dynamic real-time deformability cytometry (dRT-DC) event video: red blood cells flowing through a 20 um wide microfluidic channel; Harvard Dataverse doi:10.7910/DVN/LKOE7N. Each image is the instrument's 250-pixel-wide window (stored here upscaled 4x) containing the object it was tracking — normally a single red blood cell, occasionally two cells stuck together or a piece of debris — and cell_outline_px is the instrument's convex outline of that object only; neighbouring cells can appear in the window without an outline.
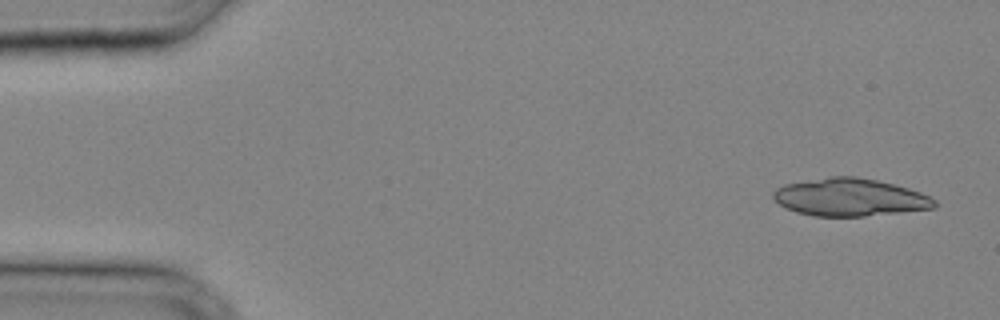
{"species": "common noctule bat (a hibernating species)", "species_latin": "Nyctalus noctula", "temperature_condition": "cold", "stored_images_in_passage": 32, "camera_frame_rate_fps": 3000, "um_per_image_px": 0.085, "animal": {"sex": "male", "body_mass_g": 20.4}, "frame": {"image": 1, "passage_image": 1, "time_ms": 0.0, "image_size_px": [1000, 320], "cell_outline_px": [[936, 208], [864, 216], [812, 216], [796, 212], [780, 204], [772, 196], [772, 192], [776, 188], [784, 184], [832, 176], [856, 176], [876, 180], [908, 188], [920, 192], [936, 200]], "centroid_in_image_um": [72.23, 16.77], "position_along_channel_um": 12.8, "area_um2": 35.2}}
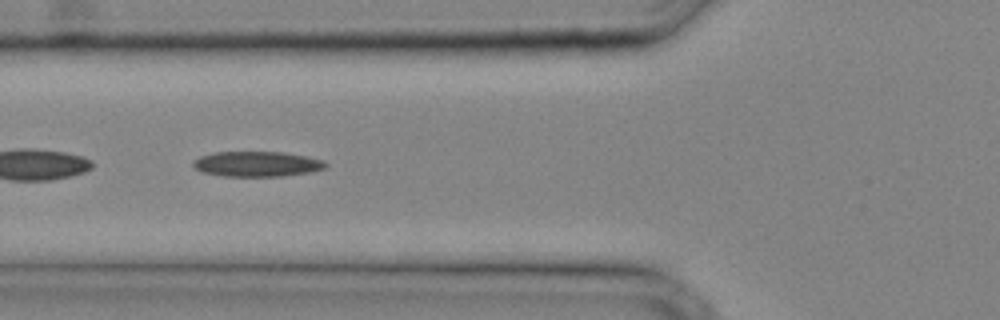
{"frame": {"image": 2, "passage_image": 12, "time_ms": 3.667, "image_size_px": [1000, 320], "cell_outline_px": [[328, 168], [312, 172], [280, 176], [224, 176], [200, 172], [192, 164], [192, 160], [200, 156], [212, 152], [284, 152], [308, 156], [324, 160], [328, 164]], "centroid_in_image_um": [21.87, 13.93], "position_along_channel_um": 103.9, "area_um2": 19.77}}
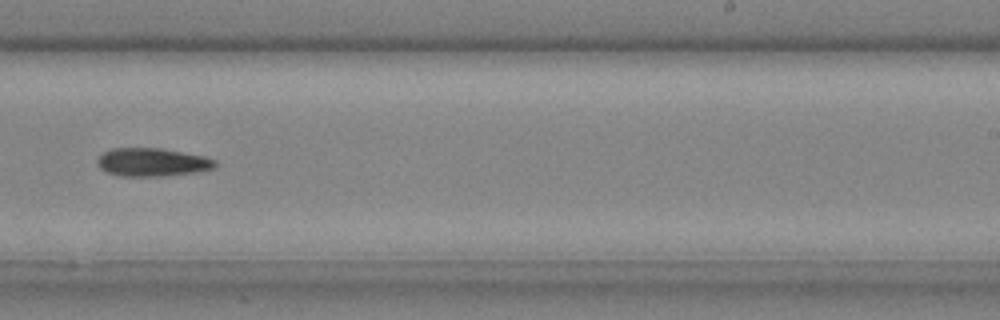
{"frame": {"image": 3, "passage_image": 21, "time_ms": 6.667, "image_size_px": [1000, 320], "cell_outline_px": [[216, 168], [200, 172], [164, 176], [116, 176], [104, 172], [96, 164], [96, 160], [104, 152], [112, 148], [160, 148], [204, 156], [216, 160]], "centroid_in_image_um": [12.93, 13.8], "position_along_channel_um": 276.1, "area_um2": 19.71}}